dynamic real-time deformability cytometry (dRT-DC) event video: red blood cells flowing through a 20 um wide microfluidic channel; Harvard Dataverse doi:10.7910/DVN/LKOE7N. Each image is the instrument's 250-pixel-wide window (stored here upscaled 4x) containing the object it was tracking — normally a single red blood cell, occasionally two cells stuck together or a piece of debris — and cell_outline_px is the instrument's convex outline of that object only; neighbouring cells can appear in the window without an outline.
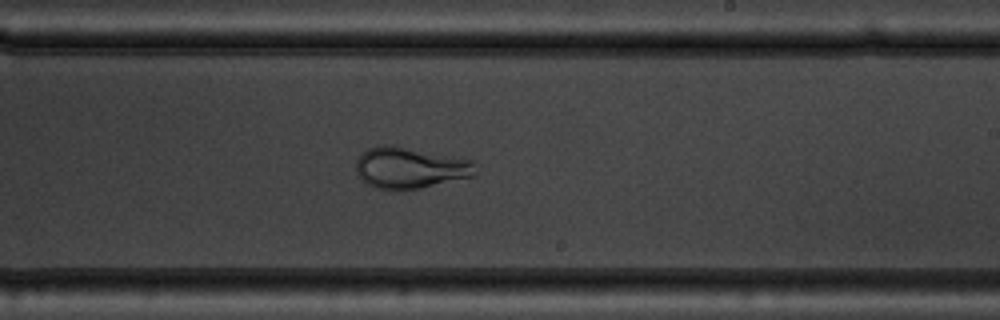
{"species": "common noctule bat (a hibernating species)", "species_latin": "Nyctalus noctula", "temperature_condition": "warm", "stored_images_in_passage": 48, "camera_frame_rate_fps": 3000, "um_per_image_px": 0.085, "animal": {"sex": "male", "body_mass_g": 19.5, "forearm_length_mm": 54.6}, "frame": {"image": 1, "passage_image": 27, "time_ms": 8.667, "image_size_px": [1000, 320], "cell_outline_px": [[476, 176], [420, 188], [392, 192], [372, 188], [364, 184], [360, 180], [356, 172], [356, 160], [360, 152], [376, 144], [396, 144], [472, 160], [476, 164]], "centroid_in_image_um": [34.79, 14.27], "position_along_channel_um": 254.2, "area_um2": 30.06}}
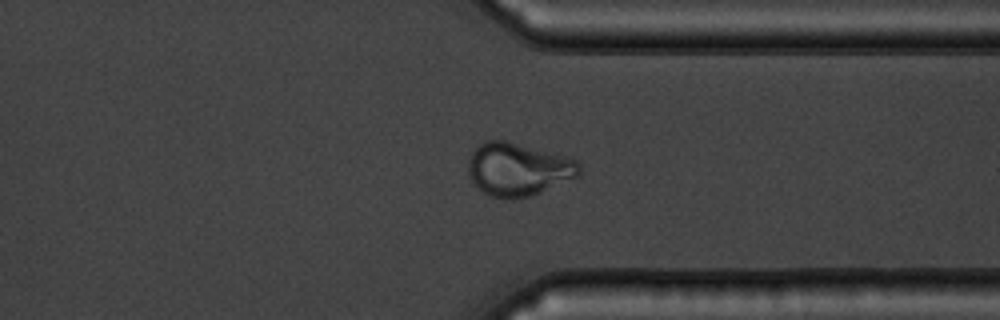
{"frame": {"image": 2, "passage_image": 36, "time_ms": 11.667, "image_size_px": [1000, 320], "cell_outline_px": [[580, 176], [540, 192], [528, 196], [492, 196], [484, 192], [472, 180], [468, 172], [468, 160], [472, 152], [484, 140], [504, 140], [564, 156], [576, 160], [580, 164]], "centroid_in_image_um": [44.05, 14.36], "position_along_channel_um": 367.3, "area_um2": 33.47}}
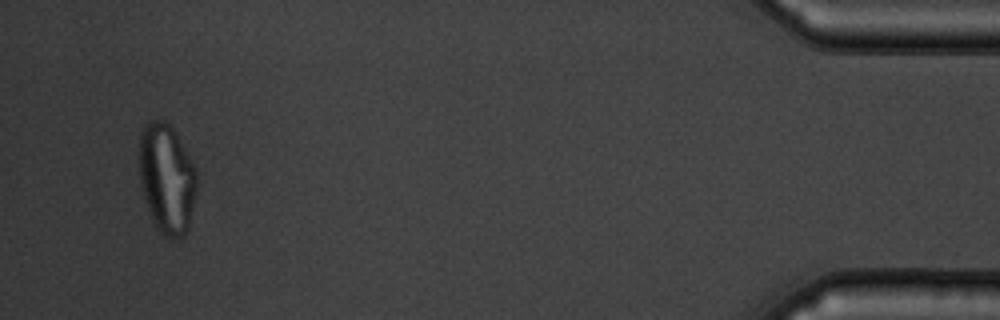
{"frame": {"image": 3, "passage_image": 46, "time_ms": 15.0, "image_size_px": [1000, 320], "cell_outline_px": [[196, 192], [188, 228], [184, 236], [164, 236], [156, 228], [148, 208], [140, 184], [140, 136], [148, 120], [164, 120], [172, 128], [196, 168]], "centroid_in_image_um": [14.18, 15.17], "position_along_channel_um": 421.0, "area_um2": 36.18}}